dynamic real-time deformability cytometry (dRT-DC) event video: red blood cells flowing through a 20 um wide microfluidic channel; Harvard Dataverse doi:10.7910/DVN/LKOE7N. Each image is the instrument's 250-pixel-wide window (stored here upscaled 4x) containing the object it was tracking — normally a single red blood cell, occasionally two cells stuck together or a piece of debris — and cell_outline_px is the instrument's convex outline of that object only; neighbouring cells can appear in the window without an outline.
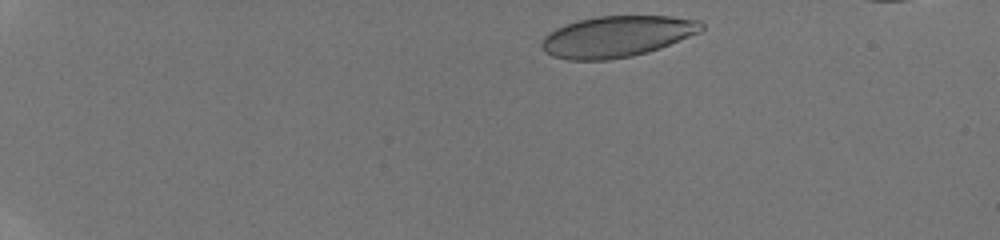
{"species": "human", "species_latin": "Homo sapiens", "temperature_condition": "room temperature", "stored_images_in_passage": 7, "camera_frame_rate_fps": 3000, "um_per_image_px": 0.085, "donor": {"sex": "male"}, "frame": {"image": 1, "passage_image": 1, "time_ms": 0.0, "image_size_px": [1000, 240], "cell_outline_px": [[704, 28], [700, 32], [660, 48], [648, 52], [632, 56], [608, 60], [568, 60], [552, 56], [544, 52], [540, 44], [544, 36], [548, 32], [556, 28], [580, 20], [596, 16], [672, 16], [700, 20], [704, 24]], "centroid_in_image_um": [52.43, 3.1], "position_along_channel_um": 32.6, "area_um2": 38.44}}
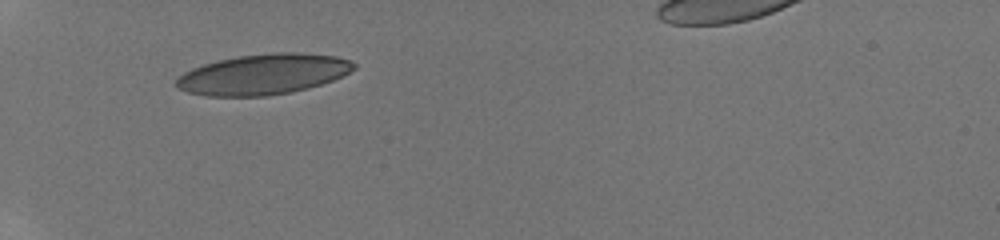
{"frame": {"image": 2, "passage_image": 6, "time_ms": 3.0, "image_size_px": [1000, 240], "cell_outline_px": [[356, 68], [332, 80], [308, 88], [292, 92], [268, 96], [204, 96], [188, 92], [176, 88], [176, 80], [184, 72], [192, 68], [204, 64], [236, 56], [276, 52], [300, 52], [336, 56], [352, 60], [356, 64]], "centroid_in_image_um": [22.38, 6.31], "position_along_channel_um": 62.6, "area_um2": 41.96}}